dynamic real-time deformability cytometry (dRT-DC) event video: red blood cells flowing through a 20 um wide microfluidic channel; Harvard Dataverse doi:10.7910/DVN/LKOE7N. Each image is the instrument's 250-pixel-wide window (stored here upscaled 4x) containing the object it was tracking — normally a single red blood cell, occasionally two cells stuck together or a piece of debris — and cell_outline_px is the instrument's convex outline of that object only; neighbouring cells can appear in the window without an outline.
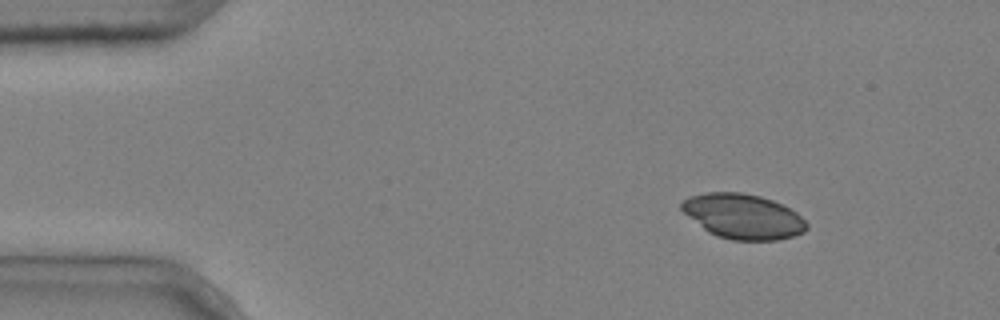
{"species": "common noctule bat (a hibernating species)", "species_latin": "Nyctalus noctula", "temperature_condition": "cold", "stored_images_in_passage": 6, "camera_frame_rate_fps": 3000, "um_per_image_px": 0.085, "animal": {"sex": "male", "body_mass_g": 20.4}, "frame": {"image": 1, "passage_image": 1, "time_ms": 0.0, "image_size_px": [1000, 320], "cell_outline_px": [[808, 228], [804, 232], [792, 236], [776, 240], [732, 240], [716, 236], [708, 232], [688, 216], [680, 208], [680, 204], [688, 196], [708, 192], [740, 192], [760, 196], [772, 200], [796, 212], [808, 224]], "centroid_in_image_um": [63.14, 18.39], "position_along_channel_um": 21.9, "area_um2": 32.6}}